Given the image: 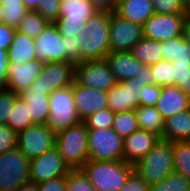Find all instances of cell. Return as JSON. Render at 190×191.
<instances>
[{
    "label": "cell",
    "instance_id": "obj_47",
    "mask_svg": "<svg viewBox=\"0 0 190 191\" xmlns=\"http://www.w3.org/2000/svg\"><path fill=\"white\" fill-rule=\"evenodd\" d=\"M15 28L0 23V49H9L15 36Z\"/></svg>",
    "mask_w": 190,
    "mask_h": 191
},
{
    "label": "cell",
    "instance_id": "obj_4",
    "mask_svg": "<svg viewBox=\"0 0 190 191\" xmlns=\"http://www.w3.org/2000/svg\"><path fill=\"white\" fill-rule=\"evenodd\" d=\"M55 148L71 170L80 169L89 157L86 124L81 121L58 132L55 136Z\"/></svg>",
    "mask_w": 190,
    "mask_h": 191
},
{
    "label": "cell",
    "instance_id": "obj_46",
    "mask_svg": "<svg viewBox=\"0 0 190 191\" xmlns=\"http://www.w3.org/2000/svg\"><path fill=\"white\" fill-rule=\"evenodd\" d=\"M38 185V191H66V176L49 179Z\"/></svg>",
    "mask_w": 190,
    "mask_h": 191
},
{
    "label": "cell",
    "instance_id": "obj_20",
    "mask_svg": "<svg viewBox=\"0 0 190 191\" xmlns=\"http://www.w3.org/2000/svg\"><path fill=\"white\" fill-rule=\"evenodd\" d=\"M155 107L165 120L190 109V98L177 86H162Z\"/></svg>",
    "mask_w": 190,
    "mask_h": 191
},
{
    "label": "cell",
    "instance_id": "obj_51",
    "mask_svg": "<svg viewBox=\"0 0 190 191\" xmlns=\"http://www.w3.org/2000/svg\"><path fill=\"white\" fill-rule=\"evenodd\" d=\"M182 35L184 40L190 44V12L186 14V18L183 24Z\"/></svg>",
    "mask_w": 190,
    "mask_h": 191
},
{
    "label": "cell",
    "instance_id": "obj_30",
    "mask_svg": "<svg viewBox=\"0 0 190 191\" xmlns=\"http://www.w3.org/2000/svg\"><path fill=\"white\" fill-rule=\"evenodd\" d=\"M33 124L26 102L17 95L14 108L11 111L6 126L15 133H18Z\"/></svg>",
    "mask_w": 190,
    "mask_h": 191
},
{
    "label": "cell",
    "instance_id": "obj_16",
    "mask_svg": "<svg viewBox=\"0 0 190 191\" xmlns=\"http://www.w3.org/2000/svg\"><path fill=\"white\" fill-rule=\"evenodd\" d=\"M71 171L60 152L54 147L43 155L30 160V181L39 184L49 179L64 177Z\"/></svg>",
    "mask_w": 190,
    "mask_h": 191
},
{
    "label": "cell",
    "instance_id": "obj_44",
    "mask_svg": "<svg viewBox=\"0 0 190 191\" xmlns=\"http://www.w3.org/2000/svg\"><path fill=\"white\" fill-rule=\"evenodd\" d=\"M76 36H65V54L66 62H72L75 65L79 63V44Z\"/></svg>",
    "mask_w": 190,
    "mask_h": 191
},
{
    "label": "cell",
    "instance_id": "obj_9",
    "mask_svg": "<svg viewBox=\"0 0 190 191\" xmlns=\"http://www.w3.org/2000/svg\"><path fill=\"white\" fill-rule=\"evenodd\" d=\"M55 136L46 124H33L17 133V148L32 160L55 147Z\"/></svg>",
    "mask_w": 190,
    "mask_h": 191
},
{
    "label": "cell",
    "instance_id": "obj_27",
    "mask_svg": "<svg viewBox=\"0 0 190 191\" xmlns=\"http://www.w3.org/2000/svg\"><path fill=\"white\" fill-rule=\"evenodd\" d=\"M134 112L141 130L152 132L162 139L165 120L155 106H138Z\"/></svg>",
    "mask_w": 190,
    "mask_h": 191
},
{
    "label": "cell",
    "instance_id": "obj_37",
    "mask_svg": "<svg viewBox=\"0 0 190 191\" xmlns=\"http://www.w3.org/2000/svg\"><path fill=\"white\" fill-rule=\"evenodd\" d=\"M66 191H97L80 169L71 170L66 176Z\"/></svg>",
    "mask_w": 190,
    "mask_h": 191
},
{
    "label": "cell",
    "instance_id": "obj_35",
    "mask_svg": "<svg viewBox=\"0 0 190 191\" xmlns=\"http://www.w3.org/2000/svg\"><path fill=\"white\" fill-rule=\"evenodd\" d=\"M115 113L109 108L99 110L83 120L87 129H108L112 128Z\"/></svg>",
    "mask_w": 190,
    "mask_h": 191
},
{
    "label": "cell",
    "instance_id": "obj_19",
    "mask_svg": "<svg viewBox=\"0 0 190 191\" xmlns=\"http://www.w3.org/2000/svg\"><path fill=\"white\" fill-rule=\"evenodd\" d=\"M156 134L144 130H137L123 139L124 161L129 164H136L144 157L159 141Z\"/></svg>",
    "mask_w": 190,
    "mask_h": 191
},
{
    "label": "cell",
    "instance_id": "obj_50",
    "mask_svg": "<svg viewBox=\"0 0 190 191\" xmlns=\"http://www.w3.org/2000/svg\"><path fill=\"white\" fill-rule=\"evenodd\" d=\"M137 78H140L143 83L146 84H154L153 78H152V70L151 66L144 65L140 72L136 75Z\"/></svg>",
    "mask_w": 190,
    "mask_h": 191
},
{
    "label": "cell",
    "instance_id": "obj_52",
    "mask_svg": "<svg viewBox=\"0 0 190 191\" xmlns=\"http://www.w3.org/2000/svg\"><path fill=\"white\" fill-rule=\"evenodd\" d=\"M16 191H38V185L29 180L21 185Z\"/></svg>",
    "mask_w": 190,
    "mask_h": 191
},
{
    "label": "cell",
    "instance_id": "obj_45",
    "mask_svg": "<svg viewBox=\"0 0 190 191\" xmlns=\"http://www.w3.org/2000/svg\"><path fill=\"white\" fill-rule=\"evenodd\" d=\"M190 71V63H172V86L184 83L185 77Z\"/></svg>",
    "mask_w": 190,
    "mask_h": 191
},
{
    "label": "cell",
    "instance_id": "obj_11",
    "mask_svg": "<svg viewBox=\"0 0 190 191\" xmlns=\"http://www.w3.org/2000/svg\"><path fill=\"white\" fill-rule=\"evenodd\" d=\"M75 81L81 86L107 92L117 82L106 60L82 61L75 65Z\"/></svg>",
    "mask_w": 190,
    "mask_h": 191
},
{
    "label": "cell",
    "instance_id": "obj_54",
    "mask_svg": "<svg viewBox=\"0 0 190 191\" xmlns=\"http://www.w3.org/2000/svg\"><path fill=\"white\" fill-rule=\"evenodd\" d=\"M39 0H23L24 6L27 10H35Z\"/></svg>",
    "mask_w": 190,
    "mask_h": 191
},
{
    "label": "cell",
    "instance_id": "obj_55",
    "mask_svg": "<svg viewBox=\"0 0 190 191\" xmlns=\"http://www.w3.org/2000/svg\"><path fill=\"white\" fill-rule=\"evenodd\" d=\"M187 12H190V0H180Z\"/></svg>",
    "mask_w": 190,
    "mask_h": 191
},
{
    "label": "cell",
    "instance_id": "obj_10",
    "mask_svg": "<svg viewBox=\"0 0 190 191\" xmlns=\"http://www.w3.org/2000/svg\"><path fill=\"white\" fill-rule=\"evenodd\" d=\"M75 81V64L72 62L44 63L40 75L34 80V90L45 91L48 95Z\"/></svg>",
    "mask_w": 190,
    "mask_h": 191
},
{
    "label": "cell",
    "instance_id": "obj_49",
    "mask_svg": "<svg viewBox=\"0 0 190 191\" xmlns=\"http://www.w3.org/2000/svg\"><path fill=\"white\" fill-rule=\"evenodd\" d=\"M92 5L98 10L103 12L115 11L117 0H90Z\"/></svg>",
    "mask_w": 190,
    "mask_h": 191
},
{
    "label": "cell",
    "instance_id": "obj_3",
    "mask_svg": "<svg viewBox=\"0 0 190 191\" xmlns=\"http://www.w3.org/2000/svg\"><path fill=\"white\" fill-rule=\"evenodd\" d=\"M134 171L149 186L159 183L175 172L173 142L159 139L155 146L134 164Z\"/></svg>",
    "mask_w": 190,
    "mask_h": 191
},
{
    "label": "cell",
    "instance_id": "obj_24",
    "mask_svg": "<svg viewBox=\"0 0 190 191\" xmlns=\"http://www.w3.org/2000/svg\"><path fill=\"white\" fill-rule=\"evenodd\" d=\"M162 139L170 142L190 141V109L165 119Z\"/></svg>",
    "mask_w": 190,
    "mask_h": 191
},
{
    "label": "cell",
    "instance_id": "obj_40",
    "mask_svg": "<svg viewBox=\"0 0 190 191\" xmlns=\"http://www.w3.org/2000/svg\"><path fill=\"white\" fill-rule=\"evenodd\" d=\"M17 94L12 91L2 89L0 91V125H6L12 109L15 105Z\"/></svg>",
    "mask_w": 190,
    "mask_h": 191
},
{
    "label": "cell",
    "instance_id": "obj_12",
    "mask_svg": "<svg viewBox=\"0 0 190 191\" xmlns=\"http://www.w3.org/2000/svg\"><path fill=\"white\" fill-rule=\"evenodd\" d=\"M144 86L143 81L137 77L117 82L107 91L109 109L114 113L135 110L139 106Z\"/></svg>",
    "mask_w": 190,
    "mask_h": 191
},
{
    "label": "cell",
    "instance_id": "obj_13",
    "mask_svg": "<svg viewBox=\"0 0 190 191\" xmlns=\"http://www.w3.org/2000/svg\"><path fill=\"white\" fill-rule=\"evenodd\" d=\"M143 38L142 25L132 23L110 12V52L130 51Z\"/></svg>",
    "mask_w": 190,
    "mask_h": 191
},
{
    "label": "cell",
    "instance_id": "obj_28",
    "mask_svg": "<svg viewBox=\"0 0 190 191\" xmlns=\"http://www.w3.org/2000/svg\"><path fill=\"white\" fill-rule=\"evenodd\" d=\"M163 60L172 63H190V44L183 35L161 42Z\"/></svg>",
    "mask_w": 190,
    "mask_h": 191
},
{
    "label": "cell",
    "instance_id": "obj_53",
    "mask_svg": "<svg viewBox=\"0 0 190 191\" xmlns=\"http://www.w3.org/2000/svg\"><path fill=\"white\" fill-rule=\"evenodd\" d=\"M190 98V71L185 77L184 83L178 86Z\"/></svg>",
    "mask_w": 190,
    "mask_h": 191
},
{
    "label": "cell",
    "instance_id": "obj_21",
    "mask_svg": "<svg viewBox=\"0 0 190 191\" xmlns=\"http://www.w3.org/2000/svg\"><path fill=\"white\" fill-rule=\"evenodd\" d=\"M105 60L116 82L135 78L144 66L129 51L109 52Z\"/></svg>",
    "mask_w": 190,
    "mask_h": 191
},
{
    "label": "cell",
    "instance_id": "obj_32",
    "mask_svg": "<svg viewBox=\"0 0 190 191\" xmlns=\"http://www.w3.org/2000/svg\"><path fill=\"white\" fill-rule=\"evenodd\" d=\"M175 172L190 180V142H173Z\"/></svg>",
    "mask_w": 190,
    "mask_h": 191
},
{
    "label": "cell",
    "instance_id": "obj_6",
    "mask_svg": "<svg viewBox=\"0 0 190 191\" xmlns=\"http://www.w3.org/2000/svg\"><path fill=\"white\" fill-rule=\"evenodd\" d=\"M96 12L90 0H61L59 17L54 24L61 36H77Z\"/></svg>",
    "mask_w": 190,
    "mask_h": 191
},
{
    "label": "cell",
    "instance_id": "obj_25",
    "mask_svg": "<svg viewBox=\"0 0 190 191\" xmlns=\"http://www.w3.org/2000/svg\"><path fill=\"white\" fill-rule=\"evenodd\" d=\"M8 62L23 64L36 59L35 40L15 30V36L7 52Z\"/></svg>",
    "mask_w": 190,
    "mask_h": 191
},
{
    "label": "cell",
    "instance_id": "obj_38",
    "mask_svg": "<svg viewBox=\"0 0 190 191\" xmlns=\"http://www.w3.org/2000/svg\"><path fill=\"white\" fill-rule=\"evenodd\" d=\"M61 0H39L37 11L48 23H54L59 17Z\"/></svg>",
    "mask_w": 190,
    "mask_h": 191
},
{
    "label": "cell",
    "instance_id": "obj_23",
    "mask_svg": "<svg viewBox=\"0 0 190 191\" xmlns=\"http://www.w3.org/2000/svg\"><path fill=\"white\" fill-rule=\"evenodd\" d=\"M19 96L26 102L34 124H46L49 117V95L45 91L34 90L31 85Z\"/></svg>",
    "mask_w": 190,
    "mask_h": 191
},
{
    "label": "cell",
    "instance_id": "obj_15",
    "mask_svg": "<svg viewBox=\"0 0 190 191\" xmlns=\"http://www.w3.org/2000/svg\"><path fill=\"white\" fill-rule=\"evenodd\" d=\"M186 14H153L143 25V37L166 41L182 35Z\"/></svg>",
    "mask_w": 190,
    "mask_h": 191
},
{
    "label": "cell",
    "instance_id": "obj_31",
    "mask_svg": "<svg viewBox=\"0 0 190 191\" xmlns=\"http://www.w3.org/2000/svg\"><path fill=\"white\" fill-rule=\"evenodd\" d=\"M112 129L125 139L134 131L139 130L136 114L133 111L116 112L112 123Z\"/></svg>",
    "mask_w": 190,
    "mask_h": 191
},
{
    "label": "cell",
    "instance_id": "obj_7",
    "mask_svg": "<svg viewBox=\"0 0 190 191\" xmlns=\"http://www.w3.org/2000/svg\"><path fill=\"white\" fill-rule=\"evenodd\" d=\"M30 160L17 148L0 154V191H16L30 180Z\"/></svg>",
    "mask_w": 190,
    "mask_h": 191
},
{
    "label": "cell",
    "instance_id": "obj_22",
    "mask_svg": "<svg viewBox=\"0 0 190 191\" xmlns=\"http://www.w3.org/2000/svg\"><path fill=\"white\" fill-rule=\"evenodd\" d=\"M114 12L139 25H143L155 13L151 0H117Z\"/></svg>",
    "mask_w": 190,
    "mask_h": 191
},
{
    "label": "cell",
    "instance_id": "obj_39",
    "mask_svg": "<svg viewBox=\"0 0 190 191\" xmlns=\"http://www.w3.org/2000/svg\"><path fill=\"white\" fill-rule=\"evenodd\" d=\"M155 14H187L180 0H151Z\"/></svg>",
    "mask_w": 190,
    "mask_h": 191
},
{
    "label": "cell",
    "instance_id": "obj_34",
    "mask_svg": "<svg viewBox=\"0 0 190 191\" xmlns=\"http://www.w3.org/2000/svg\"><path fill=\"white\" fill-rule=\"evenodd\" d=\"M149 191H190V180L173 172L159 183L149 186Z\"/></svg>",
    "mask_w": 190,
    "mask_h": 191
},
{
    "label": "cell",
    "instance_id": "obj_42",
    "mask_svg": "<svg viewBox=\"0 0 190 191\" xmlns=\"http://www.w3.org/2000/svg\"><path fill=\"white\" fill-rule=\"evenodd\" d=\"M17 147V133L6 125H0V154Z\"/></svg>",
    "mask_w": 190,
    "mask_h": 191
},
{
    "label": "cell",
    "instance_id": "obj_2",
    "mask_svg": "<svg viewBox=\"0 0 190 191\" xmlns=\"http://www.w3.org/2000/svg\"><path fill=\"white\" fill-rule=\"evenodd\" d=\"M80 170L97 191H119L134 171V165L124 160H88Z\"/></svg>",
    "mask_w": 190,
    "mask_h": 191
},
{
    "label": "cell",
    "instance_id": "obj_26",
    "mask_svg": "<svg viewBox=\"0 0 190 191\" xmlns=\"http://www.w3.org/2000/svg\"><path fill=\"white\" fill-rule=\"evenodd\" d=\"M143 65L151 66L163 60L161 42L143 37L129 51Z\"/></svg>",
    "mask_w": 190,
    "mask_h": 191
},
{
    "label": "cell",
    "instance_id": "obj_14",
    "mask_svg": "<svg viewBox=\"0 0 190 191\" xmlns=\"http://www.w3.org/2000/svg\"><path fill=\"white\" fill-rule=\"evenodd\" d=\"M34 40L36 60L43 63L66 62L65 36H61L54 23H48Z\"/></svg>",
    "mask_w": 190,
    "mask_h": 191
},
{
    "label": "cell",
    "instance_id": "obj_36",
    "mask_svg": "<svg viewBox=\"0 0 190 191\" xmlns=\"http://www.w3.org/2000/svg\"><path fill=\"white\" fill-rule=\"evenodd\" d=\"M154 84L159 86H172V62L162 60L151 65Z\"/></svg>",
    "mask_w": 190,
    "mask_h": 191
},
{
    "label": "cell",
    "instance_id": "obj_8",
    "mask_svg": "<svg viewBox=\"0 0 190 191\" xmlns=\"http://www.w3.org/2000/svg\"><path fill=\"white\" fill-rule=\"evenodd\" d=\"M88 160H124L123 139L112 129H88Z\"/></svg>",
    "mask_w": 190,
    "mask_h": 191
},
{
    "label": "cell",
    "instance_id": "obj_1",
    "mask_svg": "<svg viewBox=\"0 0 190 191\" xmlns=\"http://www.w3.org/2000/svg\"><path fill=\"white\" fill-rule=\"evenodd\" d=\"M110 12L98 11L76 36L79 44V63L104 60L110 52Z\"/></svg>",
    "mask_w": 190,
    "mask_h": 191
},
{
    "label": "cell",
    "instance_id": "obj_33",
    "mask_svg": "<svg viewBox=\"0 0 190 191\" xmlns=\"http://www.w3.org/2000/svg\"><path fill=\"white\" fill-rule=\"evenodd\" d=\"M47 24L48 22L37 11L28 10L16 30L35 39Z\"/></svg>",
    "mask_w": 190,
    "mask_h": 191
},
{
    "label": "cell",
    "instance_id": "obj_43",
    "mask_svg": "<svg viewBox=\"0 0 190 191\" xmlns=\"http://www.w3.org/2000/svg\"><path fill=\"white\" fill-rule=\"evenodd\" d=\"M119 191H149V185L133 171Z\"/></svg>",
    "mask_w": 190,
    "mask_h": 191
},
{
    "label": "cell",
    "instance_id": "obj_18",
    "mask_svg": "<svg viewBox=\"0 0 190 191\" xmlns=\"http://www.w3.org/2000/svg\"><path fill=\"white\" fill-rule=\"evenodd\" d=\"M72 86L77 114L82 121L99 110L109 108L107 92L81 86L76 81Z\"/></svg>",
    "mask_w": 190,
    "mask_h": 191
},
{
    "label": "cell",
    "instance_id": "obj_5",
    "mask_svg": "<svg viewBox=\"0 0 190 191\" xmlns=\"http://www.w3.org/2000/svg\"><path fill=\"white\" fill-rule=\"evenodd\" d=\"M81 121L77 114L72 85L57 89L49 95V117L46 126L53 133L57 134Z\"/></svg>",
    "mask_w": 190,
    "mask_h": 191
},
{
    "label": "cell",
    "instance_id": "obj_41",
    "mask_svg": "<svg viewBox=\"0 0 190 191\" xmlns=\"http://www.w3.org/2000/svg\"><path fill=\"white\" fill-rule=\"evenodd\" d=\"M162 86L146 84L140 93L139 106H156L160 97Z\"/></svg>",
    "mask_w": 190,
    "mask_h": 191
},
{
    "label": "cell",
    "instance_id": "obj_29",
    "mask_svg": "<svg viewBox=\"0 0 190 191\" xmlns=\"http://www.w3.org/2000/svg\"><path fill=\"white\" fill-rule=\"evenodd\" d=\"M0 5L2 23L16 29L28 11L24 6L23 0H0Z\"/></svg>",
    "mask_w": 190,
    "mask_h": 191
},
{
    "label": "cell",
    "instance_id": "obj_17",
    "mask_svg": "<svg viewBox=\"0 0 190 191\" xmlns=\"http://www.w3.org/2000/svg\"><path fill=\"white\" fill-rule=\"evenodd\" d=\"M43 65V62L36 59L23 64L9 63L4 89L19 95L32 85L40 75Z\"/></svg>",
    "mask_w": 190,
    "mask_h": 191
},
{
    "label": "cell",
    "instance_id": "obj_48",
    "mask_svg": "<svg viewBox=\"0 0 190 191\" xmlns=\"http://www.w3.org/2000/svg\"><path fill=\"white\" fill-rule=\"evenodd\" d=\"M7 49H0V85L5 88L7 83L8 57Z\"/></svg>",
    "mask_w": 190,
    "mask_h": 191
}]
</instances>
